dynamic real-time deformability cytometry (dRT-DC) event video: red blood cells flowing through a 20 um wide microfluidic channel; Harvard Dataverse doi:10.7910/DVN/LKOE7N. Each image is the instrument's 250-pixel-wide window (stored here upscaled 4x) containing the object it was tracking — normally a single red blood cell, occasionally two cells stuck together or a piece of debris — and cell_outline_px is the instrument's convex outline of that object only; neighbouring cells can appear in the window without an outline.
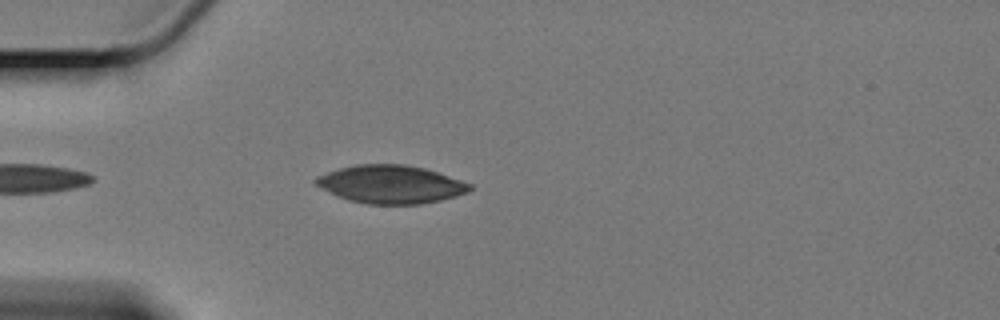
{"species": "Egyptian fruit bat (a non-hibernating species)", "species_latin": "Rousettus aegyptiacus", "temperature_condition": "cold", "stored_images_in_passage": 22, "camera_frame_rate_fps": 3000, "um_per_image_px": 0.085, "animal": {"sex": "female"}, "frame": {"image": 1, "passage_image": 1, "time_ms": 0.0, "image_size_px": [1000, 320], "cell_outline_px": [[472, 188], [468, 192], [456, 196], [440, 200], [420, 204], [368, 204], [348, 200], [336, 196], [316, 184], [312, 180], [316, 176], [340, 168], [356, 164], [404, 164], [424, 168], [472, 184]], "centroid_in_image_um": [33.2, 15.67], "position_along_channel_um": 51.8, "area_um2": 34.04}}